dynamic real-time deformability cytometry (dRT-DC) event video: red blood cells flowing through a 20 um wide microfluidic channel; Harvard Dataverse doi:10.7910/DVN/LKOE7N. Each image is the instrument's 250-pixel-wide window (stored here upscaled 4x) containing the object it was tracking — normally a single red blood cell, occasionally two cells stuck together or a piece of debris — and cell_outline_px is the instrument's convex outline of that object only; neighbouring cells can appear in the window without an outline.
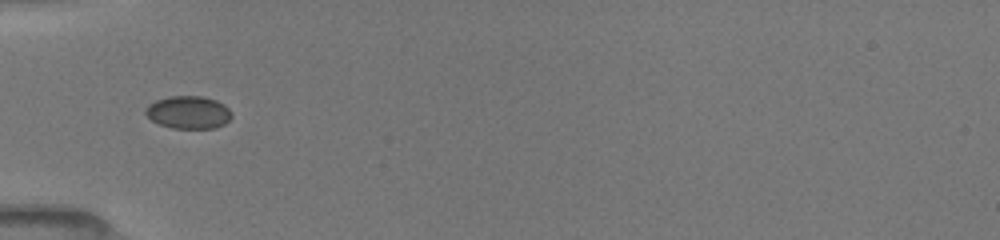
{"species": "common noctule bat (a hibernating species)", "species_latin": "Nyctalus noctula", "temperature_condition": "room temperature", "stored_images_in_passage": 41, "camera_frame_rate_fps": 3000, "um_per_image_px": 0.085, "animal": {"sex": "female", "body_mass_g": 19.5, "forearm_length_mm": 54.1}, "frame": {"image": 1, "passage_image": 1, "time_ms": 0.0, "image_size_px": [1000, 240], "cell_outline_px": [[232, 116], [224, 124], [216, 128], [172, 128], [160, 124], [152, 120], [144, 112], [144, 108], [148, 104], [156, 100], [168, 96], [204, 96], [216, 100], [224, 104], [232, 112]], "centroid_in_image_um": [16.02, 9.54], "position_along_channel_um": 69.0, "area_um2": 16.53}}
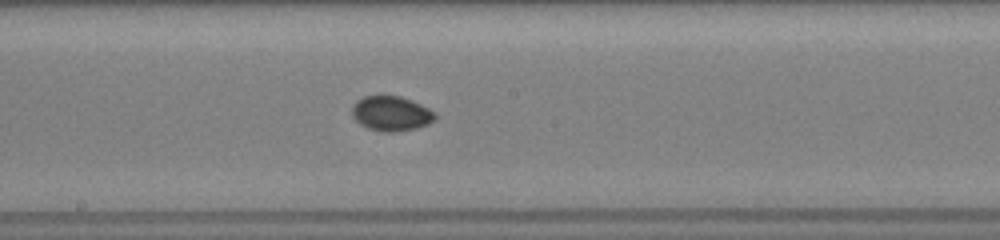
{"frame": {"image": 2, "passage_image": 20, "time_ms": 3.667, "image_size_px": [1000, 240], "cell_outline_px": [[436, 120], [428, 124], [416, 128], [392, 132], [384, 132], [368, 128], [360, 124], [352, 116], [352, 104], [356, 100], [364, 96], [400, 96], [412, 100], [436, 112]], "centroid_in_image_um": [33.25, 9.64], "position_along_channel_um": 214.9, "area_um2": 16.94}}
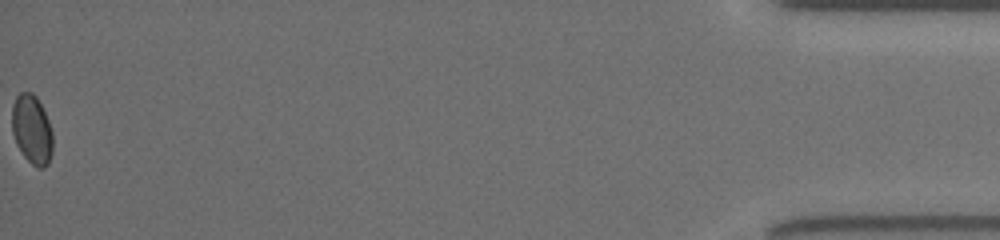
{"frame": {"image": 3, "passage_image": 41, "time_ms": 11.333, "image_size_px": [1000, 240], "cell_outline_px": [[52, 152], [48, 164], [44, 168], [40, 168], [32, 164], [24, 156], [16, 144], [12, 132], [12, 104], [16, 96], [20, 92], [32, 92], [36, 96], [48, 120], [52, 132]], "centroid_in_image_um": [2.7, 11.0], "position_along_channel_um": 432.5, "area_um2": 16.42}, "authors_computed_cell_mechanics": {"area_um2": 16.473, "velocity_mm_per_s": 4.0145, "shape_relaxation_time_tau1_ms": null, "shape_relaxation_time_tau2_ms": 3.3487, "deformation_change_tau1": null, "deformation_change_tau2": 0.0239}}